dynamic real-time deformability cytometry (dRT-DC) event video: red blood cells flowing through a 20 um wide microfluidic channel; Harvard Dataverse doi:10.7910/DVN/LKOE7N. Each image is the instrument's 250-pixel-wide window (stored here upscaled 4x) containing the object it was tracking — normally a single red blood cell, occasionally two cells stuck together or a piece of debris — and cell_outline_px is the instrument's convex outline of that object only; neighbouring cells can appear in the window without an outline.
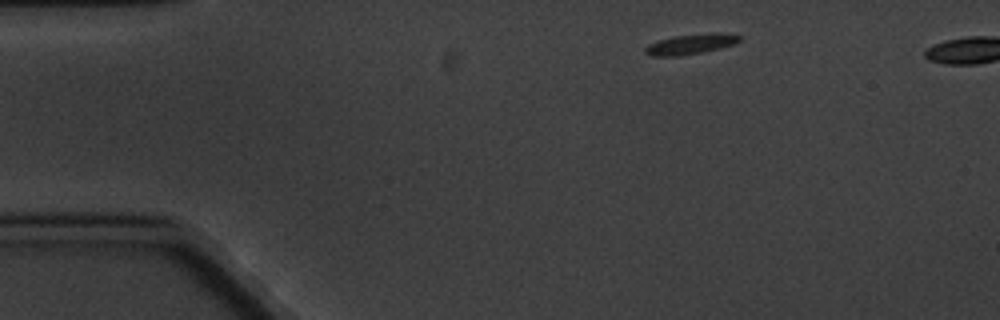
{"species": "common noctule bat (a hibernating species)", "species_latin": "Nyctalus noctula", "temperature_condition": "cold", "stored_images_in_passage": 4, "camera_frame_rate_fps": 3000, "um_per_image_px": 0.085, "animal": {"sex": "male", "body_mass_g": 20.1, "forearm_length_mm": 53.5}, "frame": {"image": 1, "passage_image": 1, "time_ms": 0.0, "image_size_px": [1000, 320], "cell_outline_px": [[740, 40], [736, 44], [720, 48], [700, 52], [676, 56], [652, 56], [644, 52], [644, 48], [648, 44], [656, 40], [676, 36], [720, 32], [740, 36]], "centroid_in_image_um": [58.68, 3.75], "position_along_channel_um": 26.3, "area_um2": 10.98}}